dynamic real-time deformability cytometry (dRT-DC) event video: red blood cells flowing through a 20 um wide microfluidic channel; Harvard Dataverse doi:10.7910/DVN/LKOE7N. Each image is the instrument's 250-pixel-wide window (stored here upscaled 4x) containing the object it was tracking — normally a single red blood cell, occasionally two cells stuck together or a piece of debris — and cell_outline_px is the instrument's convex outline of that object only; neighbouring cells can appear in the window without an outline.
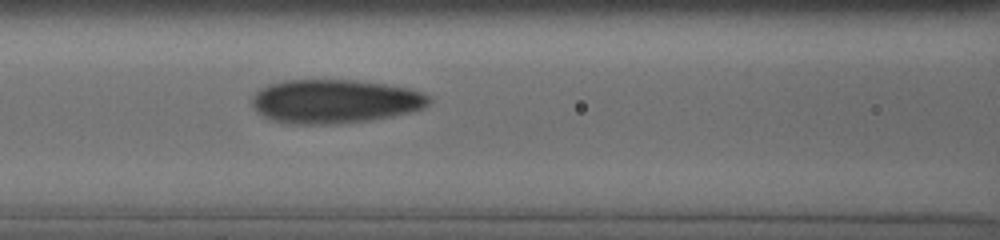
{"species": "human", "species_latin": "Homo sapiens", "temperature_condition": "cold", "stored_images_in_passage": 4, "camera_frame_rate_fps": 3000, "um_per_image_px": 0.085, "donor": {"sex": "male"}, "frame": {"image": 1, "passage_image": 4, "time_ms": 2.667, "image_size_px": [1000, 240], "cell_outline_px": [[432, 100], [424, 108], [412, 112], [372, 120], [336, 124], [284, 124], [272, 120], [256, 112], [252, 104], [252, 96], [260, 88], [268, 84], [284, 80], [356, 80], [384, 84], [408, 88], [432, 96]], "centroid_in_image_um": [28.45, 8.62], "position_along_channel_um": 138.1, "area_um2": 45.66}}